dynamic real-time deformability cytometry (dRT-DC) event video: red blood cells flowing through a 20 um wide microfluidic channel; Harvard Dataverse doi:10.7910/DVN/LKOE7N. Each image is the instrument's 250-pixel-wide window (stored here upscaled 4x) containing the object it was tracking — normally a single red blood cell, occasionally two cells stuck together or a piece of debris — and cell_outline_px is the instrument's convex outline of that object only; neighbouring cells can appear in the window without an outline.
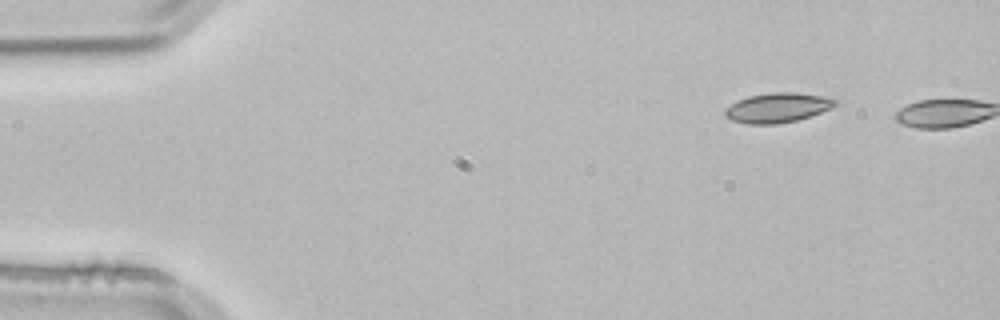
{"species": "common noctule bat (a hibernating species)", "species_latin": "Nyctalus noctula", "temperature_condition": "room temperature", "stored_images_in_passage": 2, "camera_frame_rate_fps": 3000, "um_per_image_px": 0.085, "animal": {"sex": "male", "body_mass_g": 21.5, "forearm_length_mm": 52.0}, "frame": {"image": 1, "passage_image": 1, "time_ms": 0.0, "image_size_px": [1000, 320], "cell_outline_px": [[836, 104], [832, 108], [796, 120], [776, 124], [748, 124], [732, 120], [724, 116], [724, 108], [736, 100], [748, 96], [772, 92], [796, 92], [824, 96], [836, 100]], "centroid_in_image_um": [66.03, 9.14], "position_along_channel_um": 19.0, "area_um2": 19.07}}